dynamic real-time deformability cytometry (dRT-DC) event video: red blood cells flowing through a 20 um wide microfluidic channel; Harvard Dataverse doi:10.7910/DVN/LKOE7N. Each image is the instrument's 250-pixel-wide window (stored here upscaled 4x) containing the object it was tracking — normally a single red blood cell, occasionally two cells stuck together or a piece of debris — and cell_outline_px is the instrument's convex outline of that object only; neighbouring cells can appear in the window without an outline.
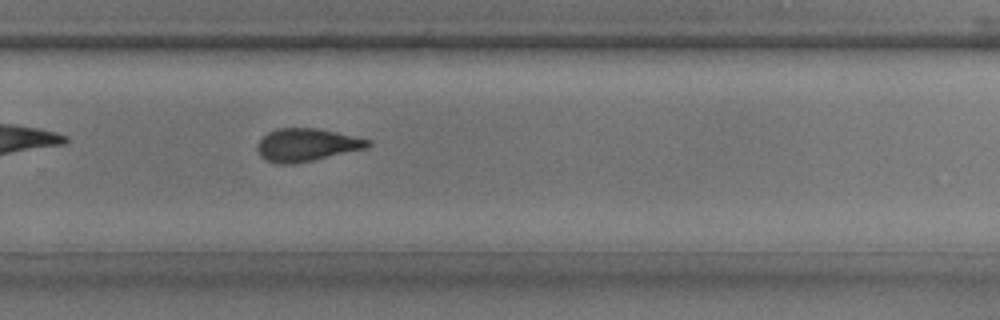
{"species": "common noctule bat (a hibernating species)", "species_latin": "Nyctalus noctula", "temperature_condition": "room temperature", "stored_images_in_passage": 25, "camera_frame_rate_fps": 3000, "um_per_image_px": 0.085, "animal": {"sex": "male", "body_mass_g": 17.9, "forearm_length_mm": 54.2}, "frame": {"image": 1, "passage_image": 17, "time_ms": 5.333, "image_size_px": [1000, 320], "cell_outline_px": [[372, 144], [368, 148], [312, 160], [292, 164], [280, 164], [264, 160], [260, 156], [256, 148], [256, 144], [268, 132], [276, 128], [316, 128], [372, 140]], "centroid_in_image_um": [26.05, 12.32], "position_along_channel_um": 303.8, "area_um2": 21.15}}